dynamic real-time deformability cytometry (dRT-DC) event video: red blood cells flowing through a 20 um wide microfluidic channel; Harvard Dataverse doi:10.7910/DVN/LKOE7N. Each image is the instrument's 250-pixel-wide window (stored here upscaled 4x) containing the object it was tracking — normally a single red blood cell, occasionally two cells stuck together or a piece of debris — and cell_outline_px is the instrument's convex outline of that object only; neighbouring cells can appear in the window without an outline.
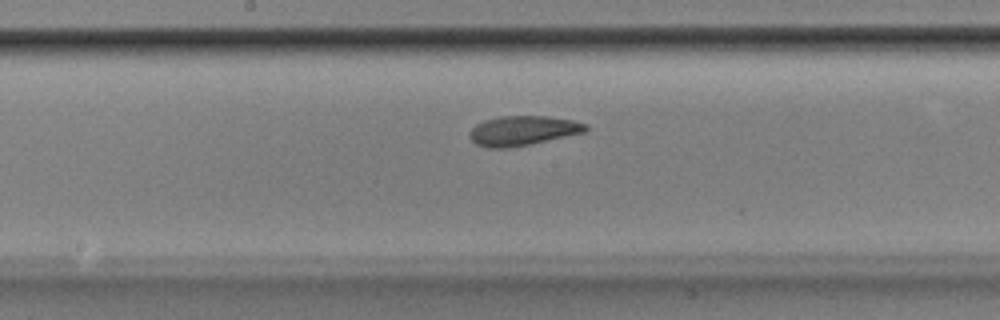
{"species": "Egyptian fruit bat (a non-hibernating species)", "species_latin": "Rousettus aegyptiacus", "temperature_condition": "room temperature", "stored_images_in_passage": 48, "camera_frame_rate_fps": 3000, "um_per_image_px": 0.085, "animal": {"sex": "male"}, "frame": {"image": 1, "passage_image": 23, "time_ms": 7.333, "image_size_px": [1000, 320], "cell_outline_px": [[588, 132], [532, 144], [508, 148], [488, 148], [476, 144], [468, 136], [468, 132], [476, 124], [484, 120], [500, 116], [548, 116], [572, 120], [588, 124]], "centroid_in_image_um": [44.46, 11.11], "position_along_channel_um": 203.7, "area_um2": 20.4}}
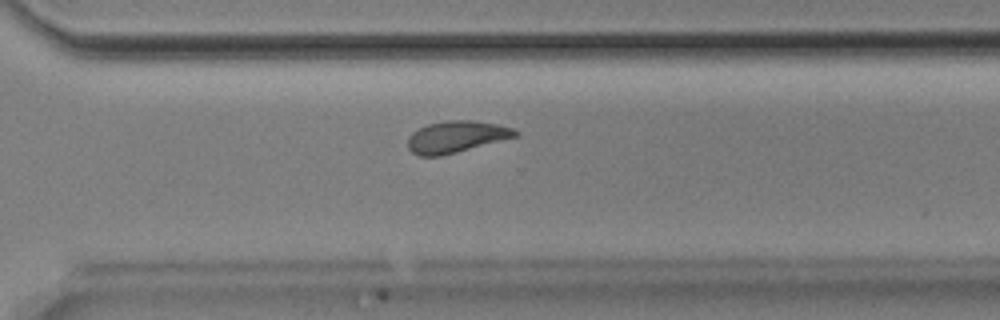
{"frame": {"image": 2, "passage_image": 33, "time_ms": 10.667, "image_size_px": [1000, 320], "cell_outline_px": [[520, 132], [516, 136], [456, 152], [440, 156], [420, 156], [412, 152], [408, 148], [408, 136], [412, 132], [428, 124], [444, 120], [472, 120], [500, 124], [512, 128]], "centroid_in_image_um": [38.76, 11.61], "position_along_channel_um": 331.8, "area_um2": 19.71}}
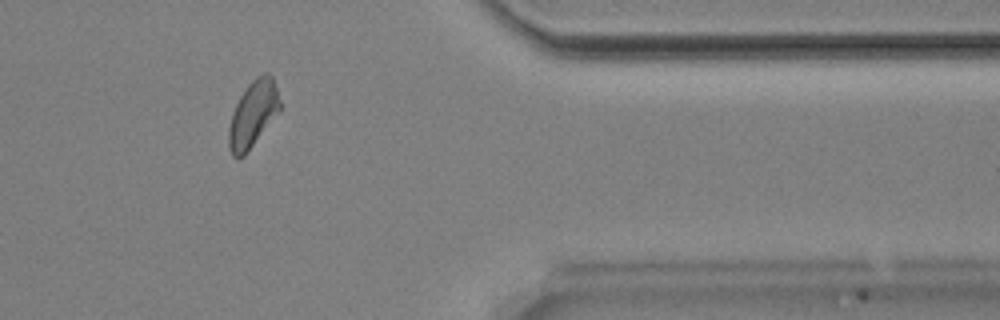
{"frame": {"image": 3, "passage_image": 39, "time_ms": 12.667, "image_size_px": [1000, 320], "cell_outline_px": [[280, 108], [244, 156], [236, 160], [232, 156], [228, 148], [228, 128], [232, 112], [240, 96], [248, 84], [256, 76], [264, 72], [268, 72], [272, 76], [280, 100]], "centroid_in_image_um": [21.46, 9.7], "position_along_channel_um": 389.9, "area_um2": 19.54}, "authors_computed_cell_mechanics": {"area_um2": 19.7387, "velocity_mm_per_s": 3.8472, "shape_relaxation_time_tau1_ms": 4.2444, "shape_relaxation_time_tau2_ms": 2.472, "deformation_change_tau1": 0.1433, "deformation_change_tau2": 0.0938}}